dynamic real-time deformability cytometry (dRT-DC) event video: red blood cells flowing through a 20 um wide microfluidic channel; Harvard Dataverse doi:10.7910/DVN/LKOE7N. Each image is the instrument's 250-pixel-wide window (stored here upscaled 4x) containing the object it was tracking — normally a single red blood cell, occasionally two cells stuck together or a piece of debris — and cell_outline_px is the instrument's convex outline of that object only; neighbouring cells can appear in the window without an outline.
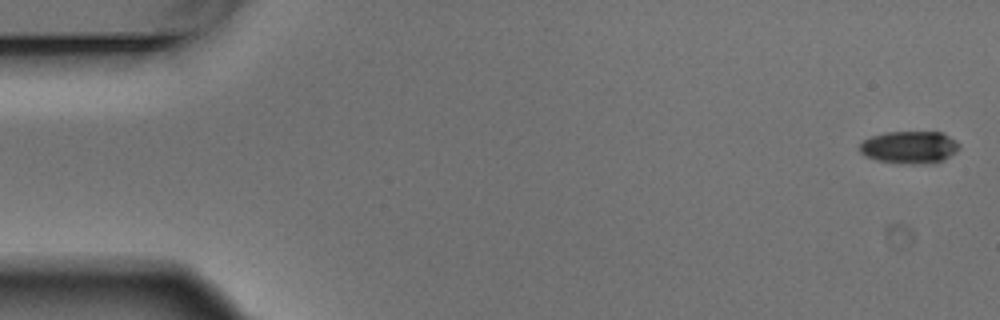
{"species": "Egyptian fruit bat (a non-hibernating species)", "species_latin": "Rousettus aegyptiacus", "temperature_condition": "warm", "stored_images_in_passage": 4, "camera_frame_rate_fps": 3000, "um_per_image_px": 0.085, "animal": {"sex": "male"}, "frame": {"image": 1, "passage_image": 4, "time_ms": 1.0, "image_size_px": [1000, 320], "cell_outline_px": [[960, 148], [944, 160], [936, 164], [908, 164], [876, 160], [864, 156], [860, 152], [860, 144], [864, 140], [872, 136], [884, 132], [944, 132], [956, 140], [960, 144]], "centroid_in_image_um": [77.34, 12.52], "position_along_channel_um": 7.7, "area_um2": 19.13}}